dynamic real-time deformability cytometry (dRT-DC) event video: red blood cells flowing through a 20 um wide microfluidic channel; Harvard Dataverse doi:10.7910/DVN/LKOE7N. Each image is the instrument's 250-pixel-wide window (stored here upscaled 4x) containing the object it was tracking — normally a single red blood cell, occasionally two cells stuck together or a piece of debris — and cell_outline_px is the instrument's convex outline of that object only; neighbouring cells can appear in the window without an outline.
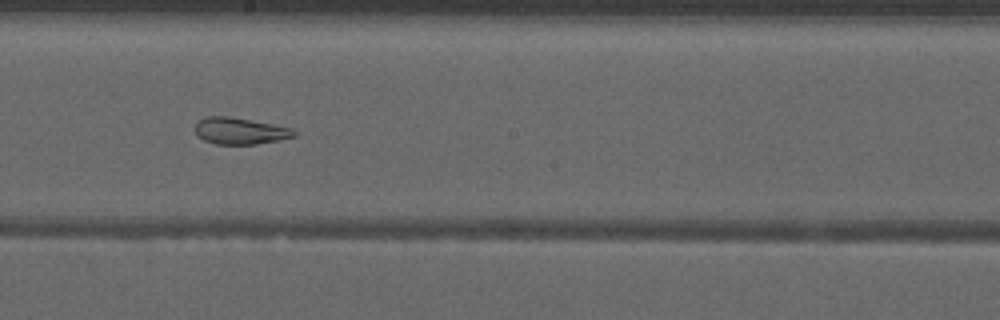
{"species": "common noctule bat (a hibernating species)", "species_latin": "Nyctalus noctula", "temperature_condition": "warm", "stored_images_in_passage": 37, "camera_frame_rate_fps": 3000, "um_per_image_px": 0.085, "animal": {"sex": "male", "forearm_length_mm": 52.5}, "frame": {"image": 1, "passage_image": 14, "time_ms": 4.333, "image_size_px": [1000, 320], "cell_outline_px": [[296, 136], [256, 144], [216, 144], [204, 140], [196, 136], [196, 120], [208, 116], [228, 116], [272, 124], [292, 128], [296, 132]], "centroid_in_image_um": [20.36, 11.12], "position_along_channel_um": 227.8, "area_um2": 15.26}}
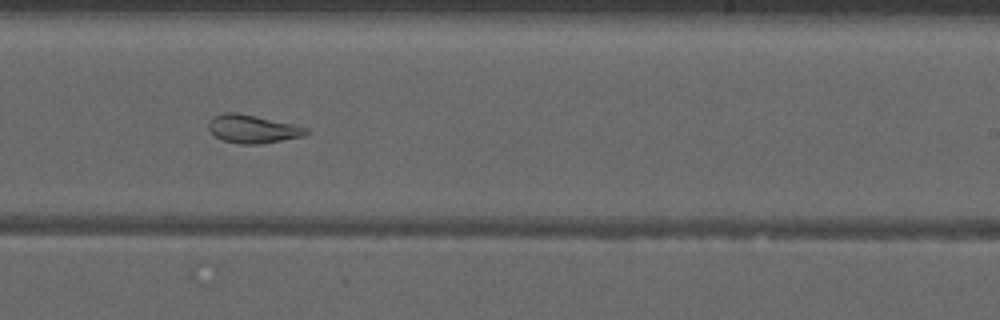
{"frame": {"image": 2, "passage_image": 17, "time_ms": 5.333, "image_size_px": [1000, 320], "cell_outline_px": [[308, 132], [304, 136], [260, 144], [240, 144], [220, 140], [208, 128], [208, 124], [216, 116], [224, 112], [236, 112], [296, 124], [308, 128]], "centroid_in_image_um": [21.51, 10.96], "position_along_channel_um": 267.5, "area_um2": 16.01}}
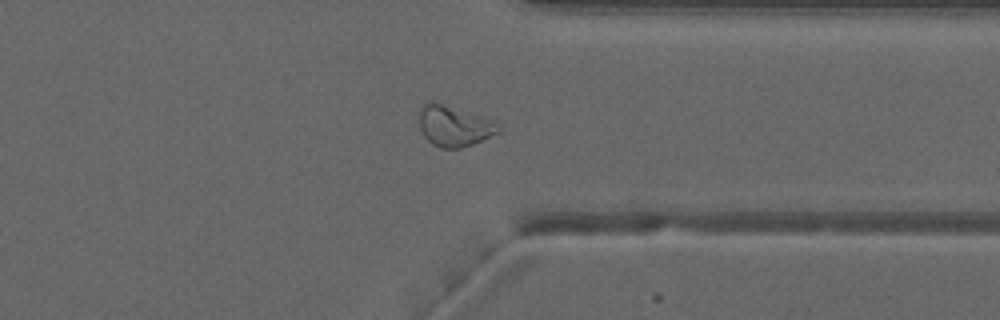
{"frame": {"image": 3, "passage_image": 25, "time_ms": 8.0, "image_size_px": [1000, 320], "cell_outline_px": [[500, 132], [472, 144], [460, 148], [440, 148], [432, 144], [424, 136], [420, 128], [420, 112], [424, 104], [428, 100], [436, 100], [484, 116], [500, 124]], "centroid_in_image_um": [38.61, 10.67], "position_along_channel_um": 372.8, "area_um2": 19.13}}